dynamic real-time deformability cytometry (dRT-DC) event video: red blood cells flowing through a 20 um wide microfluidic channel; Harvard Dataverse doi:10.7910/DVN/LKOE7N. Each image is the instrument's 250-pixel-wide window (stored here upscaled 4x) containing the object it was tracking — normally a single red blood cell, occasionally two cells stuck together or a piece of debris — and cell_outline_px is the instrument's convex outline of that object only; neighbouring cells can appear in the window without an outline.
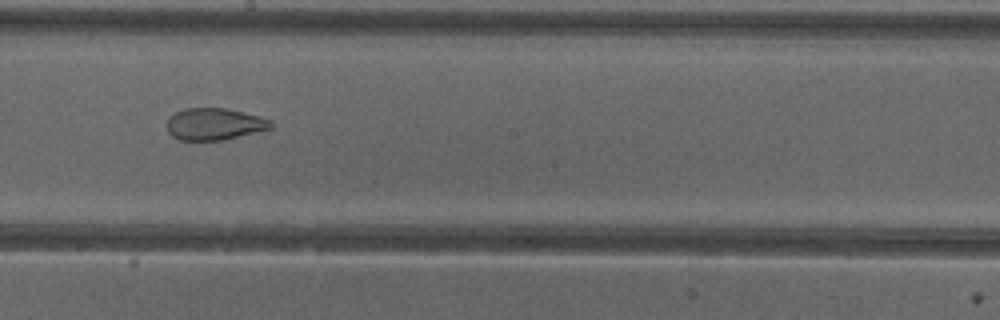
{"species": "common noctule bat (a hibernating species)", "species_latin": "Nyctalus noctula", "temperature_condition": "cold", "stored_images_in_passage": 39, "camera_frame_rate_fps": 3000, "um_per_image_px": 0.085, "animal": {"sex": "female"}, "frame": {"image": 1, "passage_image": 17, "time_ms": 5.333, "image_size_px": [1000, 320], "cell_outline_px": [[272, 128], [224, 140], [180, 140], [172, 136], [168, 132], [168, 120], [176, 112], [184, 108], [224, 108], [260, 116], [272, 120]], "centroid_in_image_um": [18.24, 10.55], "position_along_channel_um": 230.0, "area_um2": 19.19}}
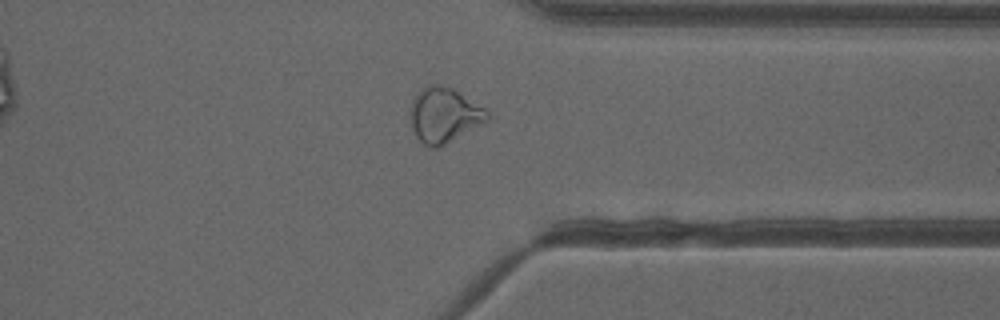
{"frame": {"image": 2, "passage_image": 28, "time_ms": 9.0, "image_size_px": [1000, 320], "cell_outline_px": [[488, 120], [440, 148], [432, 148], [424, 144], [416, 136], [412, 128], [408, 116], [408, 112], [412, 100], [420, 88], [428, 84], [440, 84], [452, 88], [484, 108], [488, 112]], "centroid_in_image_um": [37.68, 9.78], "position_along_channel_um": 373.7, "area_um2": 24.85}, "authors_computed_cell_mechanics": {"area_um2": 24.854, "velocity_mm_per_s": 3.9969, "shape_relaxation_time_tau1_ms": null, "shape_relaxation_time_tau2_ms": 1.546, "deformation_change_tau1": null, "deformation_change_tau2": 0.0829}}